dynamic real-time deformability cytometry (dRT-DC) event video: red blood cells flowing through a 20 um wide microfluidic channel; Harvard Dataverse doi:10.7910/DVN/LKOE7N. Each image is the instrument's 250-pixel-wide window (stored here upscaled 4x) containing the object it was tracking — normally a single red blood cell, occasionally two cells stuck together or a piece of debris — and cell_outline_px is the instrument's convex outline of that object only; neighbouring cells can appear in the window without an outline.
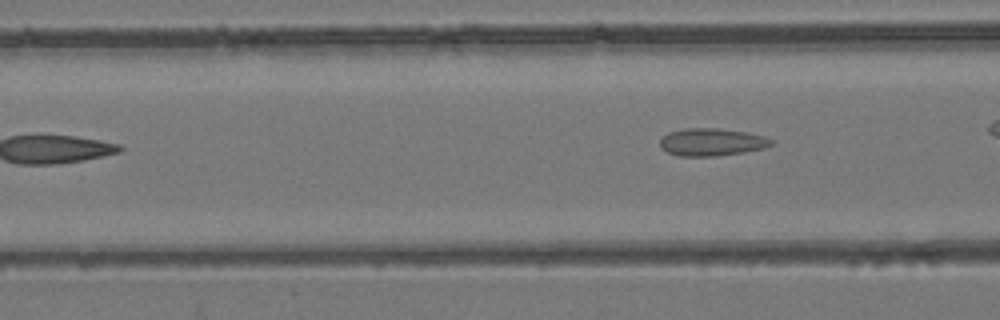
{"species": "common noctule bat (a hibernating species)", "species_latin": "Nyctalus noctula", "temperature_condition": "room temperature", "stored_images_in_passage": 5, "camera_frame_rate_fps": 3000, "um_per_image_px": 0.085, "animal": {"sex": "female", "body_mass_g": 24.6, "forearm_length_mm": 56.2}, "frame": {"image": 1, "passage_image": 5, "time_ms": 4.667, "image_size_px": [1000, 320], "cell_outline_px": [[772, 144], [764, 148], [744, 152], [716, 156], [680, 156], [668, 152], [660, 148], [660, 140], [668, 132], [684, 128], [716, 128], [748, 132], [764, 136], [772, 140]], "centroid_in_image_um": [60.48, 12.07], "position_along_channel_um": 106.1, "area_um2": 17.86}}